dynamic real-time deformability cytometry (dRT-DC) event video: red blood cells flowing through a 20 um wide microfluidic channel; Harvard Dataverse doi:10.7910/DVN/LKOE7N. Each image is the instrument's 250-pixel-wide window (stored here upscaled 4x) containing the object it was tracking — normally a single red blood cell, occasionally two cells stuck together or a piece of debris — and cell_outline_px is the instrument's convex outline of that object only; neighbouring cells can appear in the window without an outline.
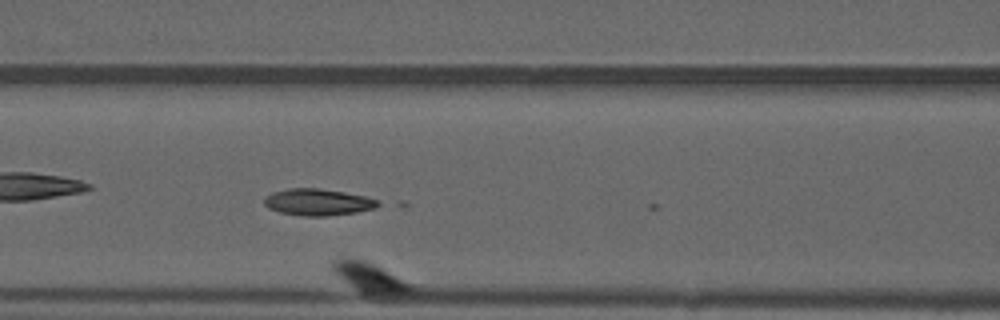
{"species": "common noctule bat (a hibernating species)", "species_latin": "Nyctalus noctula", "temperature_condition": "warm", "stored_images_in_passage": 65, "camera_frame_rate_fps": 3000, "um_per_image_px": 0.085, "animal": {"sex": "male", "forearm_length_mm": 52.5}, "frame": {"image": 1, "passage_image": 10, "time_ms": 3.0, "image_size_px": [1000, 320], "cell_outline_px": [[416, 292], [364, 292], [356, 288], [332, 272], [332, 260], [340, 256], [348, 256], [364, 260], [412, 284], [416, 288]], "centroid_in_image_um": [31.34, 23.49], "position_along_channel_um": 135.3, "area_um2": 12.89}}
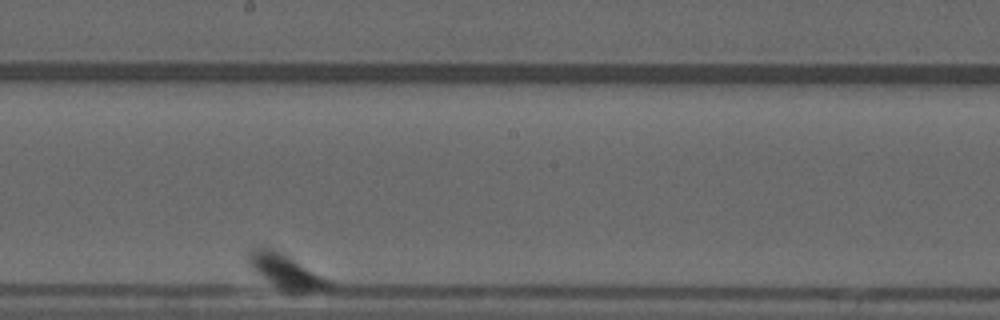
{"frame": {"image": 2, "passage_image": 37, "time_ms": 12.0, "image_size_px": [1000, 320], "cell_outline_px": [[332, 284], [328, 288], [304, 292], [292, 292], [268, 280], [252, 268], [248, 264], [248, 248], [272, 248], [288, 256], [332, 280]], "centroid_in_image_um": [24.32, 23.03], "position_along_channel_um": 223.9, "area_um2": 15.49}}
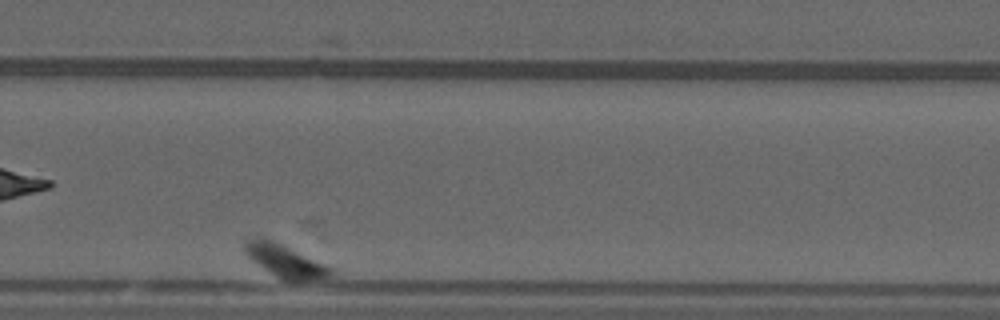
{"frame": {"image": 3, "passage_image": 55, "time_ms": 18.0, "image_size_px": [1000, 320], "cell_outline_px": [[332, 276], [308, 280], [288, 280], [276, 276], [252, 260], [244, 252], [244, 240], [272, 240], [284, 244], [332, 268]], "centroid_in_image_um": [24.25, 22.17], "position_along_channel_um": 305.6, "area_um2": 15.72}}